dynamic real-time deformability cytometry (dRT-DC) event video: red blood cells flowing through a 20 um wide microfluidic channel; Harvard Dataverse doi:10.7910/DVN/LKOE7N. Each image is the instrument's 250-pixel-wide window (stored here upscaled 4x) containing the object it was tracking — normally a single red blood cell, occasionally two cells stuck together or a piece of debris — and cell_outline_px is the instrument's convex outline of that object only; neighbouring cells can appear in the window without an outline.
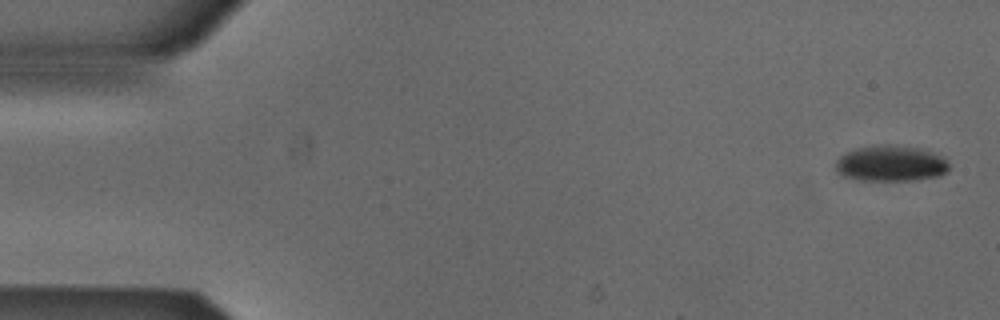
{"species": "Egyptian fruit bat (a non-hibernating species)", "species_latin": "Rousettus aegyptiacus", "temperature_condition": "cold", "stored_images_in_passage": 6, "camera_frame_rate_fps": 3000, "um_per_image_px": 0.085, "animal": {"sex": "male"}, "frame": {"image": 1, "passage_image": 1, "time_ms": 0.0, "image_size_px": [1000, 320], "cell_outline_px": [[948, 172], [940, 176], [916, 180], [860, 180], [840, 176], [836, 172], [836, 160], [840, 156], [856, 148], [884, 144], [888, 144], [916, 148], [944, 156], [948, 164]], "centroid_in_image_um": [75.71, 13.91], "position_along_channel_um": 9.3, "area_um2": 23.76}}
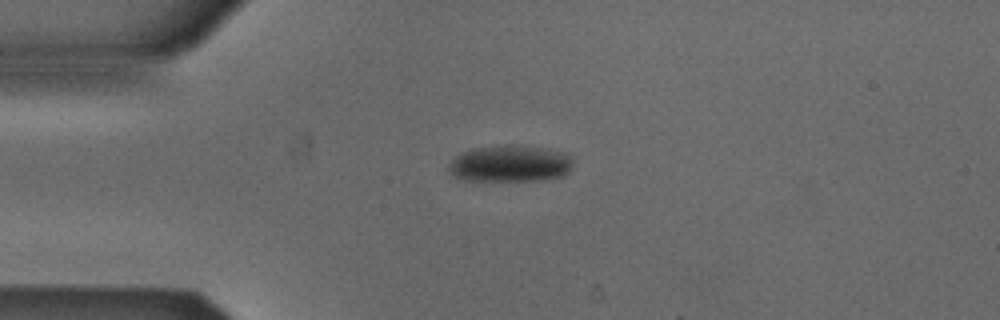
{"frame": {"image": 2, "passage_image": 4, "time_ms": 1.0, "image_size_px": [1000, 320], "cell_outline_px": [[572, 168], [564, 176], [540, 180], [464, 180], [452, 176], [448, 172], [448, 164], [456, 156], [464, 152], [476, 148], [504, 144], [508, 144], [548, 148], [564, 152], [572, 156]], "centroid_in_image_um": [43.38, 13.9], "position_along_channel_um": 41.6, "area_um2": 26.82}}
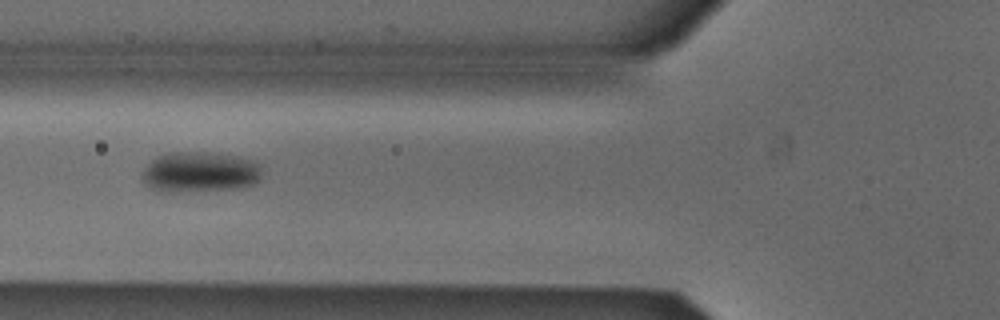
{"frame": {"image": 3, "passage_image": 6, "time_ms": 1.667, "image_size_px": [1000, 320], "cell_outline_px": [[260, 176], [252, 184], [236, 188], [172, 192], [160, 192], [144, 184], [140, 176], [144, 168], [156, 156], [168, 152], [212, 152], [236, 156], [256, 160], [260, 164]], "centroid_in_image_um": [16.93, 14.61], "position_along_channel_um": 108.9, "area_um2": 28.44}}